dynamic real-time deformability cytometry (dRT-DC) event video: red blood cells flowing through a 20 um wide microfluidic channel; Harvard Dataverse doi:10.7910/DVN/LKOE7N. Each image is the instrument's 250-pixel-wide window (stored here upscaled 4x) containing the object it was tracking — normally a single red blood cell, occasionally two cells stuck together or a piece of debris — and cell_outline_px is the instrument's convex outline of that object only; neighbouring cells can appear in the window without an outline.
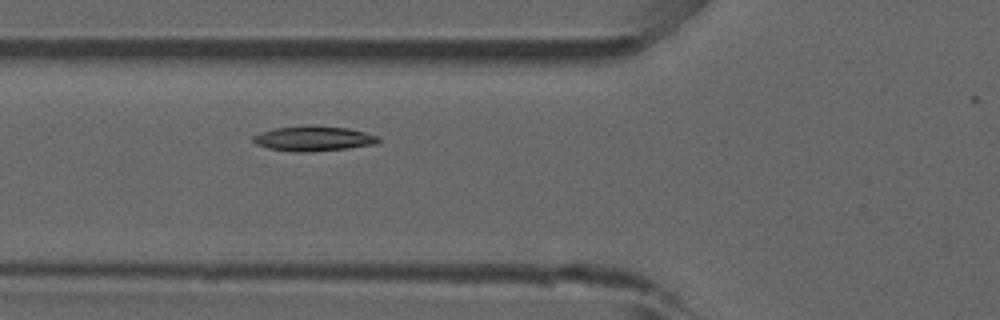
{"species": "common noctule bat (a hibernating species)", "species_latin": "Nyctalus noctula", "temperature_condition": "room temperature", "stored_images_in_passage": 36, "camera_frame_rate_fps": 3000, "um_per_image_px": 0.085, "animal": {"sex": "male", "forearm_length_mm": 52.5}, "frame": {"image": 1, "passage_image": 6, "time_ms": 1.667, "image_size_px": [1000, 320], "cell_outline_px": [[380, 140], [376, 144], [348, 148], [300, 152], [296, 152], [268, 148], [256, 144], [252, 140], [252, 136], [260, 132], [272, 128], [348, 128], [380, 136]], "centroid_in_image_um": [26.64, 11.81], "position_along_channel_um": 99.2, "area_um2": 17.34}, "authors_computed_cell_mechanics": {"area_um2": 17.2822, "velocity_mm_per_s": 3.8454, "shape_relaxation_time_tau1_ms": 4.6102, "shape_relaxation_time_tau2_ms": null, "deformation_change_tau1": 0.1387, "deformation_change_tau2": null}}